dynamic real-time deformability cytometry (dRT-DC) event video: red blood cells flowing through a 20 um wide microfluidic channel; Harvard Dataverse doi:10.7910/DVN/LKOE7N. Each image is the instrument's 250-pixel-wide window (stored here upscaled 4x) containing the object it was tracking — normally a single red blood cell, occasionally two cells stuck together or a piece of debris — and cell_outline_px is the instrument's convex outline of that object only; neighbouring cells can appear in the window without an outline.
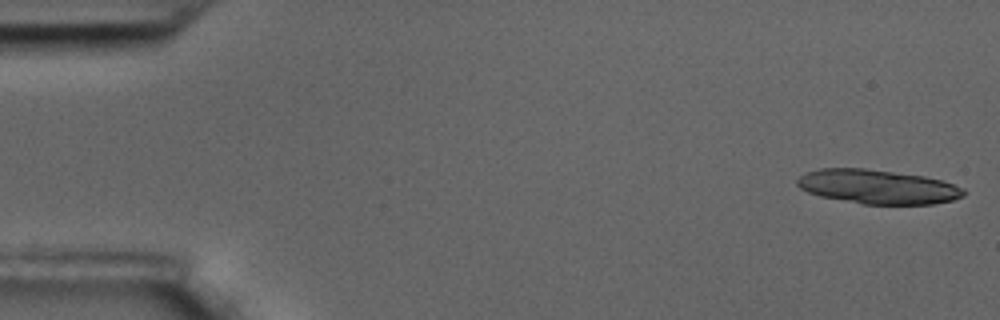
{"species": "common noctule bat (a hibernating species)", "species_latin": "Nyctalus noctula", "temperature_condition": "room temperature", "stored_images_in_passage": 16, "camera_frame_rate_fps": 3000, "um_per_image_px": 0.085, "animal": {"sex": "male", "body_mass_g": 17.5, "forearm_length_mm": 52.3}, "frame": {"image": 1, "passage_image": 1, "time_ms": 0.0, "image_size_px": [1000, 320], "cell_outline_px": [[968, 192], [964, 196], [952, 200], [932, 204], [864, 204], [820, 196], [808, 192], [800, 188], [796, 184], [796, 180], [804, 172], [820, 168], [864, 168], [924, 176], [940, 180], [964, 188]], "centroid_in_image_um": [74.59, 15.87], "position_along_channel_um": 10.4, "area_um2": 33.18}}